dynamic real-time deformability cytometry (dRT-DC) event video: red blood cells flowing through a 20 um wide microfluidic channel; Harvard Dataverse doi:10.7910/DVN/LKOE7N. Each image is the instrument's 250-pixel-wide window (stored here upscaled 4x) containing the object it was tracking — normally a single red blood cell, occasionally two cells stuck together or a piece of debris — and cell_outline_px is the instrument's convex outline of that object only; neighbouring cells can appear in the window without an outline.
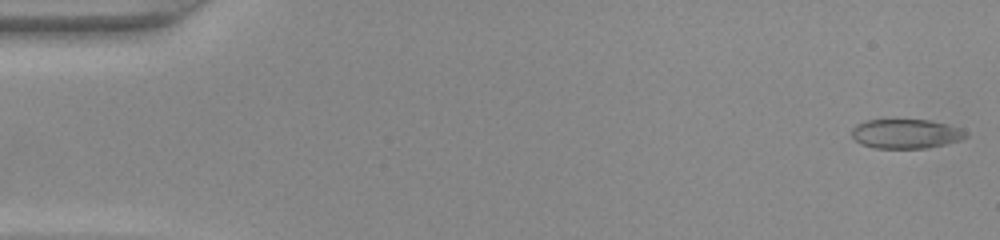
{"species": "common noctule bat (a hibernating species)", "species_latin": "Nyctalus noctula", "temperature_condition": "warm", "stored_images_in_passage": 47, "camera_frame_rate_fps": 3000, "um_per_image_px": 0.085, "animal": {"sex": "female", "body_mass_g": 22.0, "forearm_length_mm": 56.7}, "frame": {"image": 1, "passage_image": 1, "time_ms": 0.0, "image_size_px": [1000, 240], "cell_outline_px": [[968, 136], [960, 140], [928, 148], [876, 148], [860, 144], [852, 136], [852, 128], [856, 124], [864, 120], [928, 120], [960, 128]], "centroid_in_image_um": [76.95, 11.37], "position_along_channel_um": 8.0, "area_um2": 19.36}}
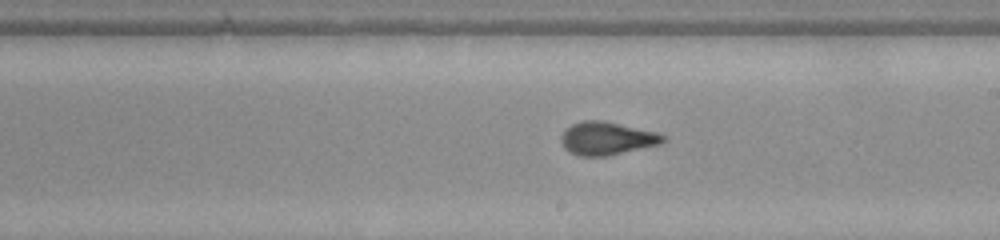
{"frame": {"image": 2, "passage_image": 27, "time_ms": 8.667, "image_size_px": [1000, 240], "cell_outline_px": [[668, 140], [660, 144], [608, 156], [580, 156], [568, 152], [564, 148], [560, 140], [560, 136], [572, 124], [584, 120], [600, 120], [656, 132], [668, 136]], "centroid_in_image_um": [51.6, 11.78], "position_along_channel_um": 237.4, "area_um2": 19.65}}
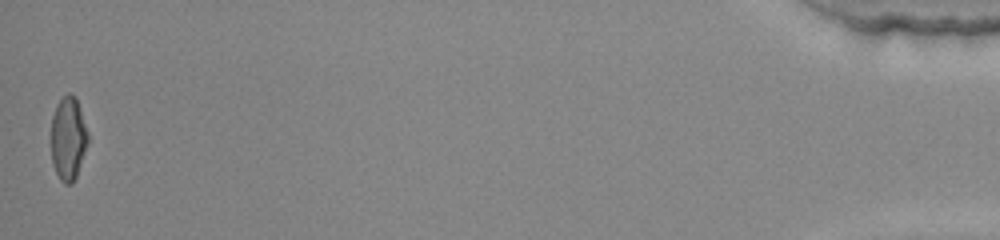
{"frame": {"image": 3, "passage_image": 47, "time_ms": 15.333, "image_size_px": [1000, 240], "cell_outline_px": [[88, 144], [76, 176], [72, 184], [64, 184], [60, 180], [52, 164], [52, 116], [56, 104], [68, 92], [76, 96], [88, 132]], "centroid_in_image_um": [5.81, 11.76], "position_along_channel_um": 429.4, "area_um2": 17.92}}